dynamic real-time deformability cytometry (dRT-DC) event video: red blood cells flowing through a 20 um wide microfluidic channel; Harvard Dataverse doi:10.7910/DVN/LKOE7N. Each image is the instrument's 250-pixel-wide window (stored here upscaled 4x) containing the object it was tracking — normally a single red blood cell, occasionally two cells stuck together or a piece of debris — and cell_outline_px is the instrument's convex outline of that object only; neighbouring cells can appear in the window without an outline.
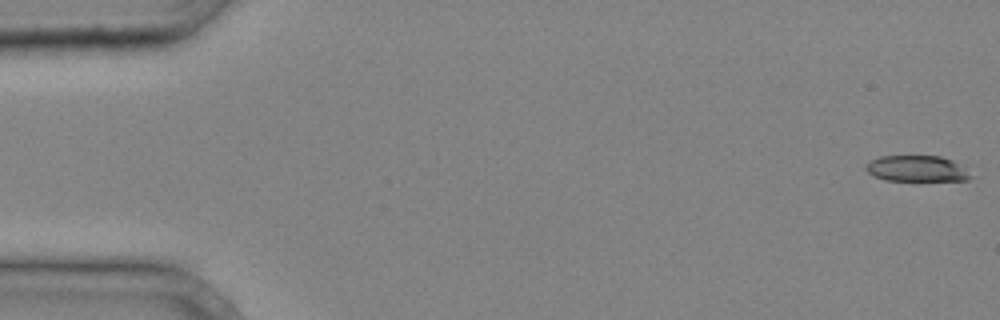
{"species": "common noctule bat (a hibernating species)", "species_latin": "Nyctalus noctula", "temperature_condition": "cold", "stored_images_in_passage": 39, "camera_frame_rate_fps": 3000, "um_per_image_px": 0.085, "animal": {"sex": "male", "body_mass_g": 20.4}, "frame": {"image": 1, "passage_image": 1, "time_ms": 0.0, "image_size_px": [1000, 320], "cell_outline_px": [[972, 176], [968, 180], [884, 180], [872, 176], [864, 168], [864, 164], [880, 156], [940, 156], [952, 160]], "centroid_in_image_um": [77.84, 14.33], "position_along_channel_um": 7.2, "area_um2": 15.66}}
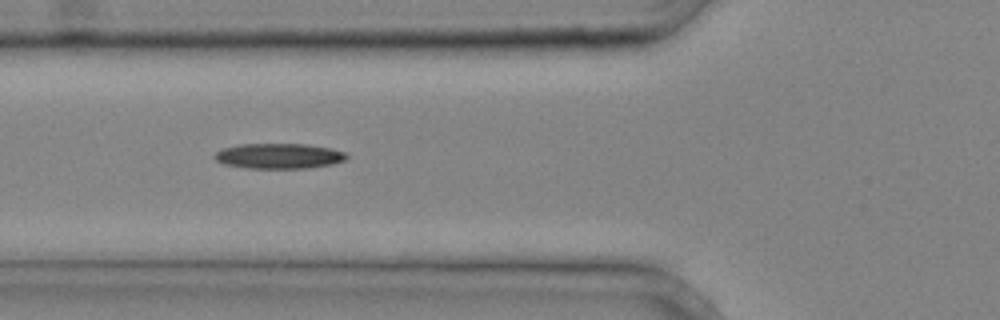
{"frame": {"image": 2, "passage_image": 15, "time_ms": 4.667, "image_size_px": [1000, 320], "cell_outline_px": [[348, 156], [344, 160], [332, 164], [308, 168], [248, 168], [224, 164], [216, 160], [212, 156], [216, 152], [224, 148], [240, 144], [308, 144], [332, 148], [344, 152]], "centroid_in_image_um": [23.71, 13.25], "position_along_channel_um": 102.1, "area_um2": 19.42}}
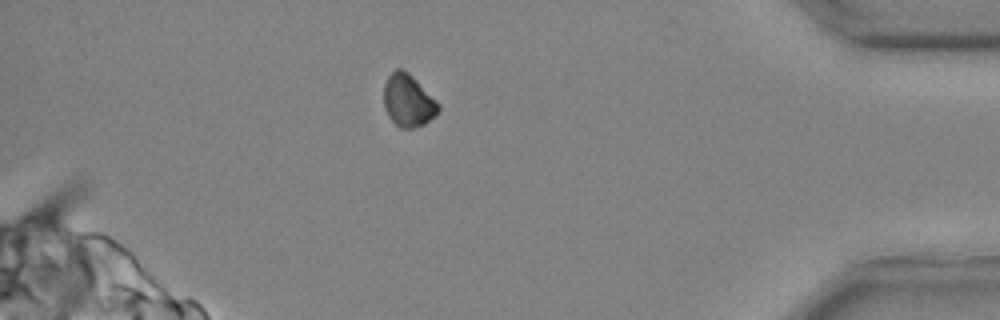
{"frame": {"image": 3, "passage_image": 35, "time_ms": 11.333, "image_size_px": [1000, 320], "cell_outline_px": [[440, 108], [424, 124], [412, 128], [400, 128], [388, 116], [384, 108], [384, 84], [388, 76], [396, 68], [404, 68], [440, 104]], "centroid_in_image_um": [34.66, 8.53], "position_along_channel_um": 400.5, "area_um2": 16.47}}